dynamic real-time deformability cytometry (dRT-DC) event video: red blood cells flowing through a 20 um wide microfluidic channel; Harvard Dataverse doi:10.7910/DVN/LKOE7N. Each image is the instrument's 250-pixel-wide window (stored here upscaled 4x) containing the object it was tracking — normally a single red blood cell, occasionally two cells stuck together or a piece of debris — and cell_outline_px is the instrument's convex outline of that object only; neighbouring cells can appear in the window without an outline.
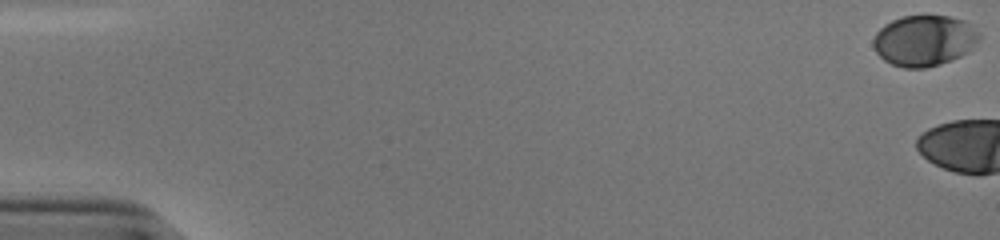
{"species": "human", "species_latin": "Homo sapiens", "temperature_condition": "cold", "stored_images_in_passage": 4, "camera_frame_rate_fps": 3000, "um_per_image_px": 0.085, "donor": {"sex": "male"}, "frame": {"image": 1, "passage_image": 1, "time_ms": 0.0, "image_size_px": [1000, 240], "cell_outline_px": [[980, 40], [968, 52], [952, 60], [940, 64], [924, 68], [904, 68], [892, 64], [884, 60], [876, 52], [872, 44], [872, 40], [876, 32], [884, 24], [892, 20], [904, 16], [948, 16], [964, 20], [980, 32]], "centroid_in_image_um": [78.56, 3.45], "position_along_channel_um": 6.4, "area_um2": 31.56}}